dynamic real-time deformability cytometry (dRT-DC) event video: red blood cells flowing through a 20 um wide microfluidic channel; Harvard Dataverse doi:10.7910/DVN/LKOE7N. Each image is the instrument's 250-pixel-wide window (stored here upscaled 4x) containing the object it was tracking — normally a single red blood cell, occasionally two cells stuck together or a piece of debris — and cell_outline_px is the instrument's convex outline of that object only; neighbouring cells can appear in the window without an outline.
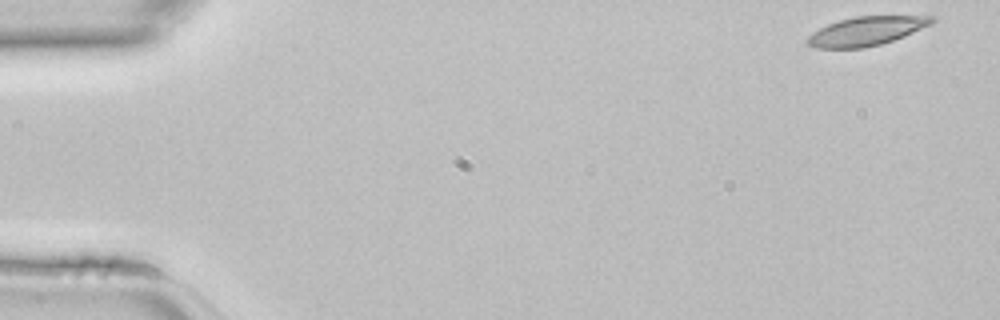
{"species": "common noctule bat (a hibernating species)", "species_latin": "Nyctalus noctula", "temperature_condition": "room temperature", "stored_images_in_passage": 44, "camera_frame_rate_fps": 3000, "um_per_image_px": 0.085, "animal": {"sex": "female", "body_mass_g": 22.7, "forearm_length_mm": 54.2}, "frame": {"image": 1, "passage_image": 1, "time_ms": 0.0, "image_size_px": [1000, 320], "cell_outline_px": [[936, 20], [932, 24], [904, 36], [880, 44], [864, 48], [812, 48], [804, 40], [808, 36], [820, 28], [828, 24], [840, 20], [856, 16], [936, 16]], "centroid_in_image_um": [73.63, 2.64], "position_along_channel_um": 11.4, "area_um2": 20.92}}
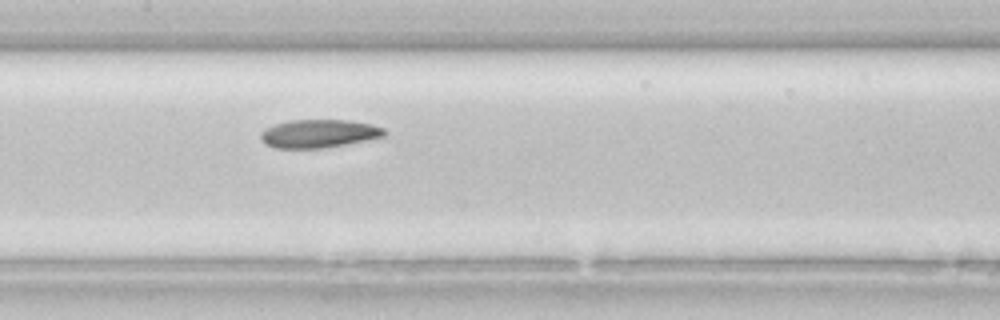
{"frame": {"image": 2, "passage_image": 21, "time_ms": 6.667, "image_size_px": [1000, 320], "cell_outline_px": [[388, 132], [384, 136], [344, 144], [320, 148], [276, 148], [264, 144], [260, 140], [260, 132], [272, 124], [288, 120], [348, 120], [372, 124], [384, 128]], "centroid_in_image_um": [27.05, 11.34], "position_along_channel_um": 180.3, "area_um2": 20.4}}
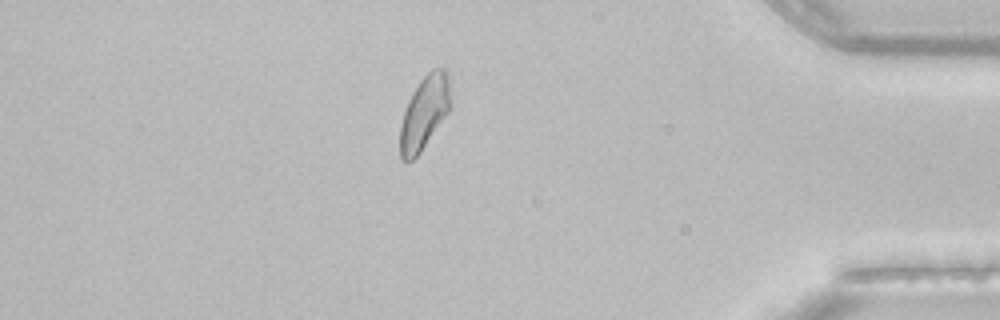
{"frame": {"image": 3, "passage_image": 38, "time_ms": 12.333, "image_size_px": [1000, 320], "cell_outline_px": [[448, 112], [420, 152], [408, 164], [404, 164], [400, 160], [400, 124], [408, 100], [412, 92], [420, 80], [432, 68], [444, 68], [448, 76]], "centroid_in_image_um": [36.0, 9.62], "position_along_channel_um": 399.2, "area_um2": 21.21}}